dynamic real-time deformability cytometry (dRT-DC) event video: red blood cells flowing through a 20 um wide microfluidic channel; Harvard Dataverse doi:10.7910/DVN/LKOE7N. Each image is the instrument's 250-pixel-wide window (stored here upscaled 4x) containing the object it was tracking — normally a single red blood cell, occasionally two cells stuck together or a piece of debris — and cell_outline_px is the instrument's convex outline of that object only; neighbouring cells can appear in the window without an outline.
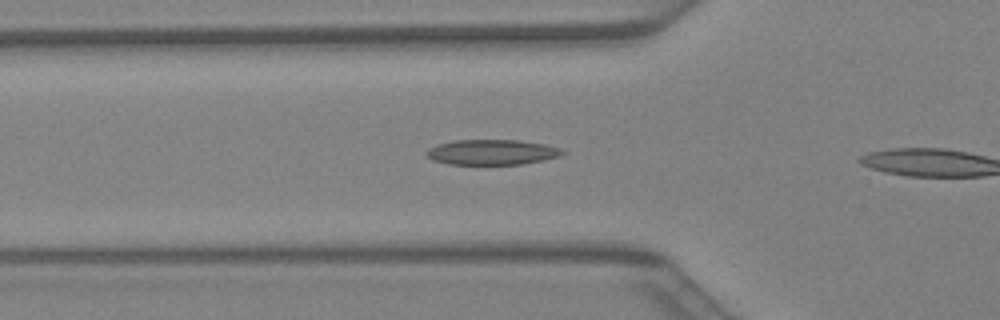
{"species": "Egyptian fruit bat (a non-hibernating species)", "species_latin": "Rousettus aegyptiacus", "temperature_condition": "warm", "stored_images_in_passage": 6, "camera_frame_rate_fps": 3000, "um_per_image_px": 0.085, "animal": {"sex": "female"}, "frame": {"image": 1, "passage_image": 5, "time_ms": 1.333, "image_size_px": [1000, 320], "cell_outline_px": [[568, 152], [560, 156], [544, 160], [520, 164], [448, 164], [432, 160], [424, 152], [428, 148], [436, 144], [456, 140], [520, 140], [544, 144], [560, 148]], "centroid_in_image_um": [41.81, 12.93], "position_along_channel_um": 84.0, "area_um2": 20.11}}